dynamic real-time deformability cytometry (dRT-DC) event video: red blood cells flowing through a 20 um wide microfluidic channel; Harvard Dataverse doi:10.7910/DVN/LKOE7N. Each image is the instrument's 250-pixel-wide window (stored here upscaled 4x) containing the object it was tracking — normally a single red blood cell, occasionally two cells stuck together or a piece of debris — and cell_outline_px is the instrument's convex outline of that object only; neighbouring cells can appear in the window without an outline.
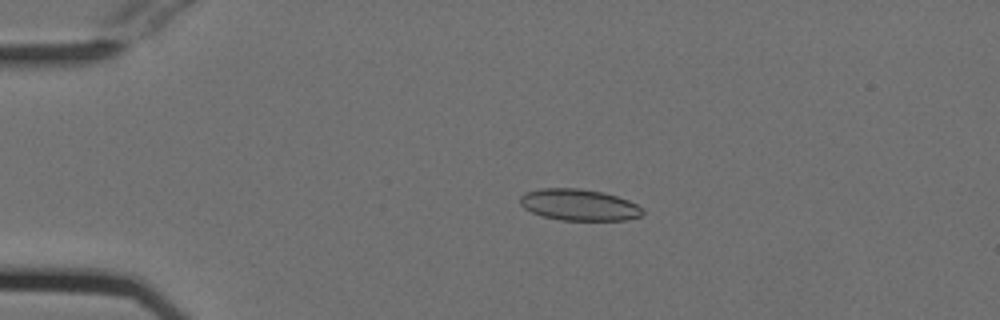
{"species": "Egyptian fruit bat (a non-hibernating species)", "species_latin": "Rousettus aegyptiacus", "temperature_condition": "cold", "stored_images_in_passage": 54, "camera_frame_rate_fps": 3000, "um_per_image_px": 0.085, "animal": {"sex": "female"}, "frame": {"image": 1, "passage_image": 12, "time_ms": 3.667, "image_size_px": [1000, 320], "cell_outline_px": [[644, 212], [640, 216], [624, 220], [560, 220], [544, 216], [532, 212], [524, 208], [520, 204], [520, 196], [524, 192], [540, 188], [580, 188], [604, 192], [628, 200], [644, 208]], "centroid_in_image_um": [49.21, 17.4], "position_along_channel_um": 35.8, "area_um2": 22.54}}
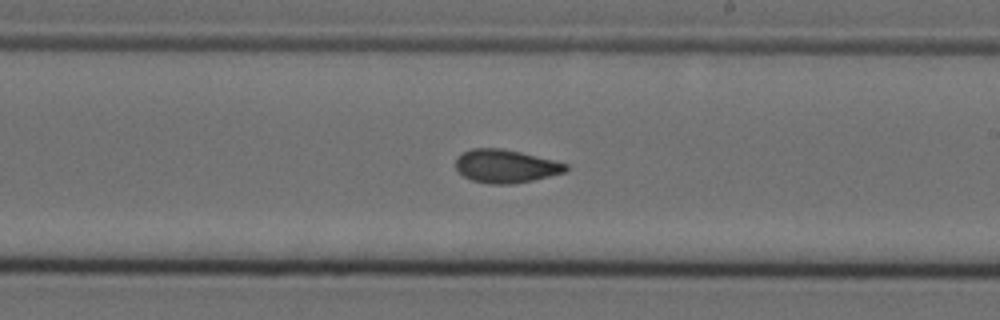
{"frame": {"image": 2, "passage_image": 32, "time_ms": 10.333, "image_size_px": [1000, 320], "cell_outline_px": [[568, 168], [564, 172], [532, 180], [512, 184], [488, 184], [472, 180], [464, 176], [456, 168], [456, 156], [472, 148], [500, 148], [520, 152], [568, 164]], "centroid_in_image_um": [42.95, 14.12], "position_along_channel_um": 246.1, "area_um2": 21.1}}
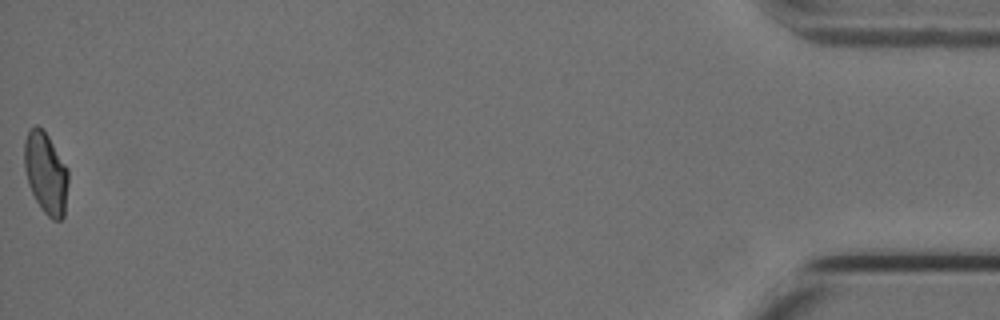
{"frame": {"image": 3, "passage_image": 54, "time_ms": 17.667, "image_size_px": [1000, 320], "cell_outline_px": [[68, 180], [64, 216], [60, 220], [52, 220], [40, 208], [28, 184], [24, 168], [24, 140], [28, 132], [36, 124], [48, 136], [68, 168]], "centroid_in_image_um": [3.89, 14.73], "position_along_channel_um": 431.3, "area_um2": 20.81}, "authors_computed_cell_mechanics": {"area_um2": 21.4149, "velocity_mm_per_s": 3.7944, "shape_relaxation_time_tau1_ms": 8.8934, "shape_relaxation_time_tau2_ms": 1.7859, "deformation_change_tau1": 0.1624, "deformation_change_tau2": 0.0618}}